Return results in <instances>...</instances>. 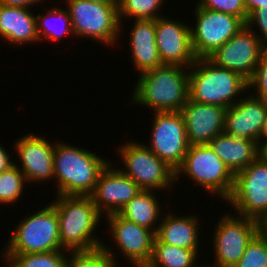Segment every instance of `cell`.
<instances>
[{
  "label": "cell",
  "instance_id": "obj_39",
  "mask_svg": "<svg viewBox=\"0 0 267 267\" xmlns=\"http://www.w3.org/2000/svg\"><path fill=\"white\" fill-rule=\"evenodd\" d=\"M262 140H267V115H266V118H265V121H264V125H263V128H262L261 134L259 136V141H262Z\"/></svg>",
  "mask_w": 267,
  "mask_h": 267
},
{
  "label": "cell",
  "instance_id": "obj_20",
  "mask_svg": "<svg viewBox=\"0 0 267 267\" xmlns=\"http://www.w3.org/2000/svg\"><path fill=\"white\" fill-rule=\"evenodd\" d=\"M134 21V27L130 30L129 45L135 69H138L140 71L139 74H141L150 69L163 66L155 42L156 19Z\"/></svg>",
  "mask_w": 267,
  "mask_h": 267
},
{
  "label": "cell",
  "instance_id": "obj_40",
  "mask_svg": "<svg viewBox=\"0 0 267 267\" xmlns=\"http://www.w3.org/2000/svg\"><path fill=\"white\" fill-rule=\"evenodd\" d=\"M89 1L102 4H119V0H89Z\"/></svg>",
  "mask_w": 267,
  "mask_h": 267
},
{
  "label": "cell",
  "instance_id": "obj_21",
  "mask_svg": "<svg viewBox=\"0 0 267 267\" xmlns=\"http://www.w3.org/2000/svg\"><path fill=\"white\" fill-rule=\"evenodd\" d=\"M208 145L234 175L258 158V142L239 139L225 132L214 137Z\"/></svg>",
  "mask_w": 267,
  "mask_h": 267
},
{
  "label": "cell",
  "instance_id": "obj_26",
  "mask_svg": "<svg viewBox=\"0 0 267 267\" xmlns=\"http://www.w3.org/2000/svg\"><path fill=\"white\" fill-rule=\"evenodd\" d=\"M47 13V14H46ZM43 16V14H37L36 16V26H37V33L39 40H41L43 37L45 39H51V41H60L62 36L66 35H74L73 29H72V22L71 18L69 16L68 10L62 9V8H56L53 6L52 9H49ZM56 18V19H55ZM54 20L55 22L63 21L60 25V30L55 28L53 25H51L49 20ZM53 21V23H54ZM56 24V23H55ZM57 27V26H56ZM69 34V35H68Z\"/></svg>",
  "mask_w": 267,
  "mask_h": 267
},
{
  "label": "cell",
  "instance_id": "obj_7",
  "mask_svg": "<svg viewBox=\"0 0 267 267\" xmlns=\"http://www.w3.org/2000/svg\"><path fill=\"white\" fill-rule=\"evenodd\" d=\"M74 36L114 45L122 23L118 17L119 4H102L89 0H66Z\"/></svg>",
  "mask_w": 267,
  "mask_h": 267
},
{
  "label": "cell",
  "instance_id": "obj_19",
  "mask_svg": "<svg viewBox=\"0 0 267 267\" xmlns=\"http://www.w3.org/2000/svg\"><path fill=\"white\" fill-rule=\"evenodd\" d=\"M266 115L265 100L255 98L250 94L245 98L240 96V100L226 109L224 132L239 139H251L258 142Z\"/></svg>",
  "mask_w": 267,
  "mask_h": 267
},
{
  "label": "cell",
  "instance_id": "obj_27",
  "mask_svg": "<svg viewBox=\"0 0 267 267\" xmlns=\"http://www.w3.org/2000/svg\"><path fill=\"white\" fill-rule=\"evenodd\" d=\"M65 250L46 253L3 254L8 267H66L69 256Z\"/></svg>",
  "mask_w": 267,
  "mask_h": 267
},
{
  "label": "cell",
  "instance_id": "obj_6",
  "mask_svg": "<svg viewBox=\"0 0 267 267\" xmlns=\"http://www.w3.org/2000/svg\"><path fill=\"white\" fill-rule=\"evenodd\" d=\"M182 174L225 201L234 186L235 175L208 144L189 146L182 164L175 171V180Z\"/></svg>",
  "mask_w": 267,
  "mask_h": 267
},
{
  "label": "cell",
  "instance_id": "obj_36",
  "mask_svg": "<svg viewBox=\"0 0 267 267\" xmlns=\"http://www.w3.org/2000/svg\"><path fill=\"white\" fill-rule=\"evenodd\" d=\"M247 16L254 10L264 8L267 6V0H243Z\"/></svg>",
  "mask_w": 267,
  "mask_h": 267
},
{
  "label": "cell",
  "instance_id": "obj_2",
  "mask_svg": "<svg viewBox=\"0 0 267 267\" xmlns=\"http://www.w3.org/2000/svg\"><path fill=\"white\" fill-rule=\"evenodd\" d=\"M64 142L54 148V176L58 195L89 196L109 160Z\"/></svg>",
  "mask_w": 267,
  "mask_h": 267
},
{
  "label": "cell",
  "instance_id": "obj_41",
  "mask_svg": "<svg viewBox=\"0 0 267 267\" xmlns=\"http://www.w3.org/2000/svg\"><path fill=\"white\" fill-rule=\"evenodd\" d=\"M201 267H209V266H207L206 263H205V265L203 264V266L201 265Z\"/></svg>",
  "mask_w": 267,
  "mask_h": 267
},
{
  "label": "cell",
  "instance_id": "obj_5",
  "mask_svg": "<svg viewBox=\"0 0 267 267\" xmlns=\"http://www.w3.org/2000/svg\"><path fill=\"white\" fill-rule=\"evenodd\" d=\"M36 212L19 222L11 234L4 254L46 253L64 249L59 238L56 207L49 203Z\"/></svg>",
  "mask_w": 267,
  "mask_h": 267
},
{
  "label": "cell",
  "instance_id": "obj_8",
  "mask_svg": "<svg viewBox=\"0 0 267 267\" xmlns=\"http://www.w3.org/2000/svg\"><path fill=\"white\" fill-rule=\"evenodd\" d=\"M125 142L119 146L125 169L121 171L131 178L142 190H170L175 180V170L157 157L147 145Z\"/></svg>",
  "mask_w": 267,
  "mask_h": 267
},
{
  "label": "cell",
  "instance_id": "obj_34",
  "mask_svg": "<svg viewBox=\"0 0 267 267\" xmlns=\"http://www.w3.org/2000/svg\"><path fill=\"white\" fill-rule=\"evenodd\" d=\"M248 28H253L252 26L255 24L262 35H258L256 33L257 30L254 31L256 36L267 46V6L264 8H259L254 10L247 19L245 23Z\"/></svg>",
  "mask_w": 267,
  "mask_h": 267
},
{
  "label": "cell",
  "instance_id": "obj_31",
  "mask_svg": "<svg viewBox=\"0 0 267 267\" xmlns=\"http://www.w3.org/2000/svg\"><path fill=\"white\" fill-rule=\"evenodd\" d=\"M234 267H267V229L262 228L247 244Z\"/></svg>",
  "mask_w": 267,
  "mask_h": 267
},
{
  "label": "cell",
  "instance_id": "obj_17",
  "mask_svg": "<svg viewBox=\"0 0 267 267\" xmlns=\"http://www.w3.org/2000/svg\"><path fill=\"white\" fill-rule=\"evenodd\" d=\"M226 109L188 99L180 111L185 122L188 143L208 144L214 137L223 133Z\"/></svg>",
  "mask_w": 267,
  "mask_h": 267
},
{
  "label": "cell",
  "instance_id": "obj_35",
  "mask_svg": "<svg viewBox=\"0 0 267 267\" xmlns=\"http://www.w3.org/2000/svg\"><path fill=\"white\" fill-rule=\"evenodd\" d=\"M35 4L43 3V0H0V5L13 8H29Z\"/></svg>",
  "mask_w": 267,
  "mask_h": 267
},
{
  "label": "cell",
  "instance_id": "obj_38",
  "mask_svg": "<svg viewBox=\"0 0 267 267\" xmlns=\"http://www.w3.org/2000/svg\"><path fill=\"white\" fill-rule=\"evenodd\" d=\"M258 158L267 163V140L258 141Z\"/></svg>",
  "mask_w": 267,
  "mask_h": 267
},
{
  "label": "cell",
  "instance_id": "obj_12",
  "mask_svg": "<svg viewBox=\"0 0 267 267\" xmlns=\"http://www.w3.org/2000/svg\"><path fill=\"white\" fill-rule=\"evenodd\" d=\"M151 144L147 146L173 170L182 164L190 144L183 116L180 112H155Z\"/></svg>",
  "mask_w": 267,
  "mask_h": 267
},
{
  "label": "cell",
  "instance_id": "obj_30",
  "mask_svg": "<svg viewBox=\"0 0 267 267\" xmlns=\"http://www.w3.org/2000/svg\"><path fill=\"white\" fill-rule=\"evenodd\" d=\"M27 180L16 163L0 174V203L13 204L20 199Z\"/></svg>",
  "mask_w": 267,
  "mask_h": 267
},
{
  "label": "cell",
  "instance_id": "obj_22",
  "mask_svg": "<svg viewBox=\"0 0 267 267\" xmlns=\"http://www.w3.org/2000/svg\"><path fill=\"white\" fill-rule=\"evenodd\" d=\"M30 10L0 5V36L5 42L20 46L39 41L36 16Z\"/></svg>",
  "mask_w": 267,
  "mask_h": 267
},
{
  "label": "cell",
  "instance_id": "obj_24",
  "mask_svg": "<svg viewBox=\"0 0 267 267\" xmlns=\"http://www.w3.org/2000/svg\"><path fill=\"white\" fill-rule=\"evenodd\" d=\"M154 193L156 192L152 190H142L123 207L119 214L123 218L156 233L158 228L156 224L158 219H162L160 217L162 210H160V203Z\"/></svg>",
  "mask_w": 267,
  "mask_h": 267
},
{
  "label": "cell",
  "instance_id": "obj_4",
  "mask_svg": "<svg viewBox=\"0 0 267 267\" xmlns=\"http://www.w3.org/2000/svg\"><path fill=\"white\" fill-rule=\"evenodd\" d=\"M190 69L189 99L194 102L229 108L238 101V94L247 92L245 78L232 70L217 66L208 58H197Z\"/></svg>",
  "mask_w": 267,
  "mask_h": 267
},
{
  "label": "cell",
  "instance_id": "obj_32",
  "mask_svg": "<svg viewBox=\"0 0 267 267\" xmlns=\"http://www.w3.org/2000/svg\"><path fill=\"white\" fill-rule=\"evenodd\" d=\"M248 89L256 88L257 95H251L258 99L267 98V46H265L260 54L258 65L252 75L247 81Z\"/></svg>",
  "mask_w": 267,
  "mask_h": 267
},
{
  "label": "cell",
  "instance_id": "obj_18",
  "mask_svg": "<svg viewBox=\"0 0 267 267\" xmlns=\"http://www.w3.org/2000/svg\"><path fill=\"white\" fill-rule=\"evenodd\" d=\"M15 151L21 162L20 171L29 181L41 182L54 179V148L55 143L29 133L15 142Z\"/></svg>",
  "mask_w": 267,
  "mask_h": 267
},
{
  "label": "cell",
  "instance_id": "obj_11",
  "mask_svg": "<svg viewBox=\"0 0 267 267\" xmlns=\"http://www.w3.org/2000/svg\"><path fill=\"white\" fill-rule=\"evenodd\" d=\"M195 10L197 23L191 27V44L196 58H207L246 25L241 18L197 4Z\"/></svg>",
  "mask_w": 267,
  "mask_h": 267
},
{
  "label": "cell",
  "instance_id": "obj_25",
  "mask_svg": "<svg viewBox=\"0 0 267 267\" xmlns=\"http://www.w3.org/2000/svg\"><path fill=\"white\" fill-rule=\"evenodd\" d=\"M198 254V250L176 247L154 238L153 254L146 267H201L196 264Z\"/></svg>",
  "mask_w": 267,
  "mask_h": 267
},
{
  "label": "cell",
  "instance_id": "obj_33",
  "mask_svg": "<svg viewBox=\"0 0 267 267\" xmlns=\"http://www.w3.org/2000/svg\"><path fill=\"white\" fill-rule=\"evenodd\" d=\"M198 5L201 8L236 16L241 18L245 23L248 19L243 0H200Z\"/></svg>",
  "mask_w": 267,
  "mask_h": 267
},
{
  "label": "cell",
  "instance_id": "obj_3",
  "mask_svg": "<svg viewBox=\"0 0 267 267\" xmlns=\"http://www.w3.org/2000/svg\"><path fill=\"white\" fill-rule=\"evenodd\" d=\"M57 198L52 204L56 207L59 218L61 246L71 252L103 245L99 237L92 235L102 215L98 212L91 197L58 195Z\"/></svg>",
  "mask_w": 267,
  "mask_h": 267
},
{
  "label": "cell",
  "instance_id": "obj_9",
  "mask_svg": "<svg viewBox=\"0 0 267 267\" xmlns=\"http://www.w3.org/2000/svg\"><path fill=\"white\" fill-rule=\"evenodd\" d=\"M236 214L267 223V163L257 158L235 174L231 195L226 200Z\"/></svg>",
  "mask_w": 267,
  "mask_h": 267
},
{
  "label": "cell",
  "instance_id": "obj_37",
  "mask_svg": "<svg viewBox=\"0 0 267 267\" xmlns=\"http://www.w3.org/2000/svg\"><path fill=\"white\" fill-rule=\"evenodd\" d=\"M5 150L6 149L0 144V174L14 164L13 161H10L11 157L9 153H7V150Z\"/></svg>",
  "mask_w": 267,
  "mask_h": 267
},
{
  "label": "cell",
  "instance_id": "obj_23",
  "mask_svg": "<svg viewBox=\"0 0 267 267\" xmlns=\"http://www.w3.org/2000/svg\"><path fill=\"white\" fill-rule=\"evenodd\" d=\"M197 216H181L169 213L161 221L155 238L162 242L184 249L198 250L199 223Z\"/></svg>",
  "mask_w": 267,
  "mask_h": 267
},
{
  "label": "cell",
  "instance_id": "obj_29",
  "mask_svg": "<svg viewBox=\"0 0 267 267\" xmlns=\"http://www.w3.org/2000/svg\"><path fill=\"white\" fill-rule=\"evenodd\" d=\"M164 0H119L118 17L120 23L122 18L135 20H155ZM128 17V18H127Z\"/></svg>",
  "mask_w": 267,
  "mask_h": 267
},
{
  "label": "cell",
  "instance_id": "obj_28",
  "mask_svg": "<svg viewBox=\"0 0 267 267\" xmlns=\"http://www.w3.org/2000/svg\"><path fill=\"white\" fill-rule=\"evenodd\" d=\"M103 244L93 249L71 251L66 267H117L116 255Z\"/></svg>",
  "mask_w": 267,
  "mask_h": 267
},
{
  "label": "cell",
  "instance_id": "obj_1",
  "mask_svg": "<svg viewBox=\"0 0 267 267\" xmlns=\"http://www.w3.org/2000/svg\"><path fill=\"white\" fill-rule=\"evenodd\" d=\"M186 71L183 66L163 65L141 73L132 102L154 112H180L189 99L190 69Z\"/></svg>",
  "mask_w": 267,
  "mask_h": 267
},
{
  "label": "cell",
  "instance_id": "obj_13",
  "mask_svg": "<svg viewBox=\"0 0 267 267\" xmlns=\"http://www.w3.org/2000/svg\"><path fill=\"white\" fill-rule=\"evenodd\" d=\"M246 25L207 58L219 67L240 74L247 81L252 77L266 46Z\"/></svg>",
  "mask_w": 267,
  "mask_h": 267
},
{
  "label": "cell",
  "instance_id": "obj_16",
  "mask_svg": "<svg viewBox=\"0 0 267 267\" xmlns=\"http://www.w3.org/2000/svg\"><path fill=\"white\" fill-rule=\"evenodd\" d=\"M111 163L100 173L93 192L89 195L98 212L106 214L119 213L123 207L142 189L119 168ZM106 212V213H105Z\"/></svg>",
  "mask_w": 267,
  "mask_h": 267
},
{
  "label": "cell",
  "instance_id": "obj_10",
  "mask_svg": "<svg viewBox=\"0 0 267 267\" xmlns=\"http://www.w3.org/2000/svg\"><path fill=\"white\" fill-rule=\"evenodd\" d=\"M214 229L213 247L215 266L234 267L245 252L247 244L264 227L259 221L225 214Z\"/></svg>",
  "mask_w": 267,
  "mask_h": 267
},
{
  "label": "cell",
  "instance_id": "obj_15",
  "mask_svg": "<svg viewBox=\"0 0 267 267\" xmlns=\"http://www.w3.org/2000/svg\"><path fill=\"white\" fill-rule=\"evenodd\" d=\"M165 17L156 19L155 42L163 65L189 69L196 61L191 44V27Z\"/></svg>",
  "mask_w": 267,
  "mask_h": 267
},
{
  "label": "cell",
  "instance_id": "obj_14",
  "mask_svg": "<svg viewBox=\"0 0 267 267\" xmlns=\"http://www.w3.org/2000/svg\"><path fill=\"white\" fill-rule=\"evenodd\" d=\"M109 222L112 241L134 267H146L153 254L155 233L143 226L123 218L119 213L105 217ZM111 226V227H110Z\"/></svg>",
  "mask_w": 267,
  "mask_h": 267
}]
</instances>
